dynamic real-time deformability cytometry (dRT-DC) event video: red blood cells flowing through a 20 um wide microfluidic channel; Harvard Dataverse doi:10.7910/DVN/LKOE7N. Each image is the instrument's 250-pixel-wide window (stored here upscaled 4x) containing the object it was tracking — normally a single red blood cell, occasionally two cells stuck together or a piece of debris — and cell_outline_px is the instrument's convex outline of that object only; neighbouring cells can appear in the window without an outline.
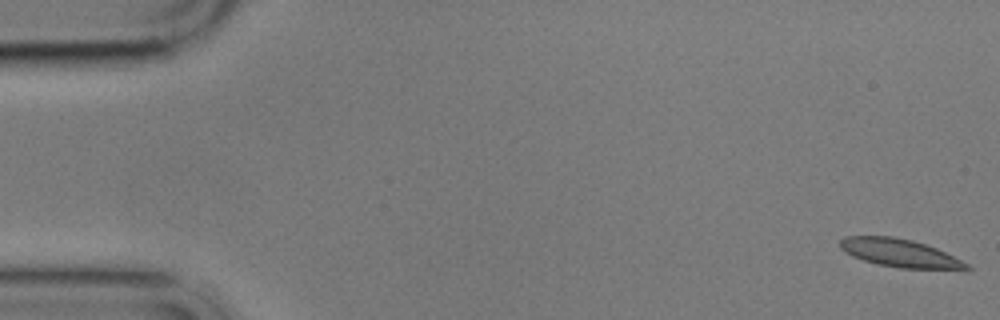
{"species": "common noctule bat (a hibernating species)", "species_latin": "Nyctalus noctula", "temperature_condition": "cold", "stored_images_in_passage": 4, "camera_frame_rate_fps": 3000, "um_per_image_px": 0.085, "animal": {"sex": "male", "body_mass_g": 17.9}, "frame": {"image": 1, "passage_image": 1, "time_ms": 0.0, "image_size_px": [1000, 320], "cell_outline_px": [[972, 268], [900, 268], [876, 264], [852, 256], [844, 252], [840, 248], [840, 240], [844, 236], [892, 236], [912, 240], [936, 248], [968, 264]], "centroid_in_image_um": [76.37, 21.48], "position_along_channel_um": 8.6, "area_um2": 20.23}}